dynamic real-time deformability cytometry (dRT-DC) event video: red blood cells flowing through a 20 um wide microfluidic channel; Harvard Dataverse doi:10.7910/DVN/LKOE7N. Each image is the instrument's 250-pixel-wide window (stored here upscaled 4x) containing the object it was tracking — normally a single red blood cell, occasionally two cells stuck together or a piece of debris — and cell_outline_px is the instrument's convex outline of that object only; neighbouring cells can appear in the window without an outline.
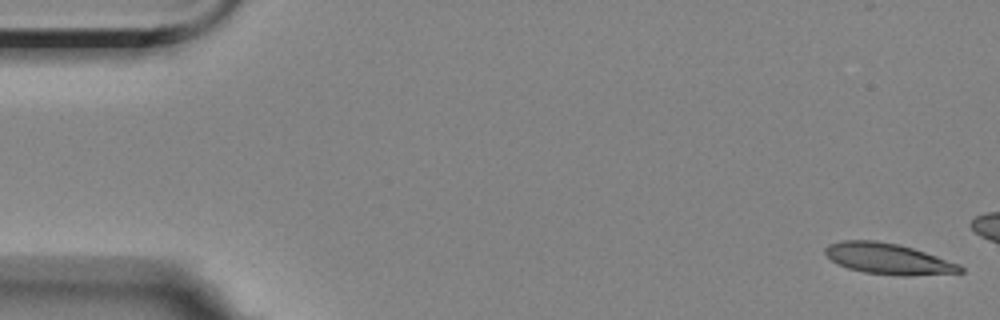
{"species": "Egyptian fruit bat (a non-hibernating species)", "species_latin": "Rousettus aegyptiacus", "temperature_condition": "room temperature", "stored_images_in_passage": 5, "camera_frame_rate_fps": 3000, "um_per_image_px": 0.085, "animal": {"sex": "female"}, "frame": {"image": 1, "passage_image": 1, "time_ms": 0.0, "image_size_px": [1000, 320], "cell_outline_px": [[964, 272], [908, 276], [900, 276], [864, 272], [848, 268], [836, 264], [824, 252], [824, 248], [828, 244], [844, 240], [876, 240], [900, 244], [960, 264], [964, 268]], "centroid_in_image_um": [75.48, 21.99], "position_along_channel_um": 9.5, "area_um2": 24.39}}